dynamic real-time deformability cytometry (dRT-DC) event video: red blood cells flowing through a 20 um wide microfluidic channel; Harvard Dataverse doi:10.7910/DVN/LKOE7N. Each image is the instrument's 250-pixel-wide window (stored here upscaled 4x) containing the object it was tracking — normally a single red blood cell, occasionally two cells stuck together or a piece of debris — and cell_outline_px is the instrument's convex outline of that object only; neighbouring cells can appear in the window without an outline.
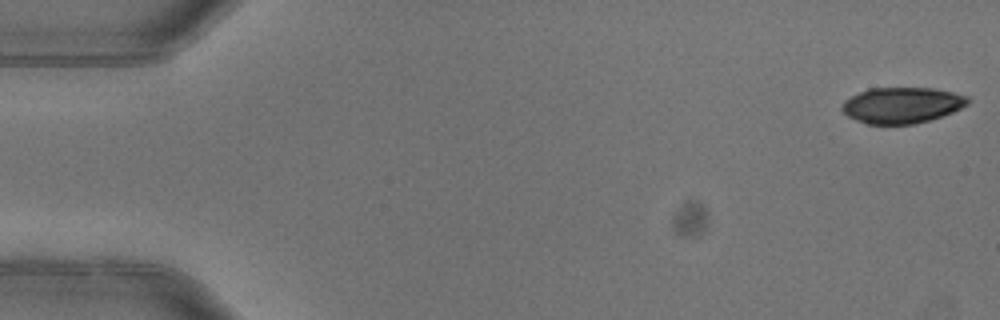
{"species": "common noctule bat (a hibernating species)", "species_latin": "Nyctalus noctula", "temperature_condition": "warm", "stored_images_in_passage": 5, "camera_frame_rate_fps": 3000, "um_per_image_px": 0.085, "animal": {"sex": "female"}, "frame": {"image": 1, "passage_image": 1, "time_ms": 0.0, "image_size_px": [1000, 320], "cell_outline_px": [[972, 100], [968, 104], [952, 112], [916, 124], [868, 124], [856, 120], [848, 116], [840, 108], [840, 104], [844, 100], [868, 88], [936, 88], [968, 96]], "centroid_in_image_um": [76.66, 8.93], "position_along_channel_um": 8.3, "area_um2": 26.41}}
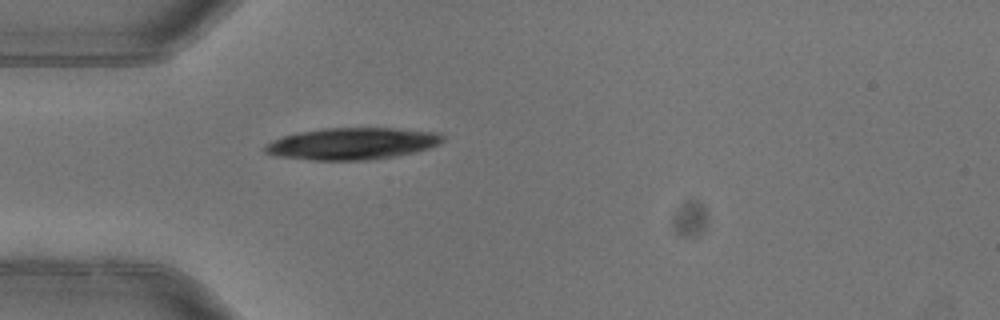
{"frame": {"image": 2, "passage_image": 5, "time_ms": 1.333, "image_size_px": [1000, 320], "cell_outline_px": [[444, 140], [440, 144], [416, 152], [396, 156], [368, 160], [312, 160], [276, 156], [264, 152], [264, 144], [272, 140], [284, 136], [300, 132], [324, 128], [396, 128], [440, 132], [444, 136]], "centroid_in_image_um": [29.97, 12.21], "position_along_channel_um": 55.0, "area_um2": 33.18}}